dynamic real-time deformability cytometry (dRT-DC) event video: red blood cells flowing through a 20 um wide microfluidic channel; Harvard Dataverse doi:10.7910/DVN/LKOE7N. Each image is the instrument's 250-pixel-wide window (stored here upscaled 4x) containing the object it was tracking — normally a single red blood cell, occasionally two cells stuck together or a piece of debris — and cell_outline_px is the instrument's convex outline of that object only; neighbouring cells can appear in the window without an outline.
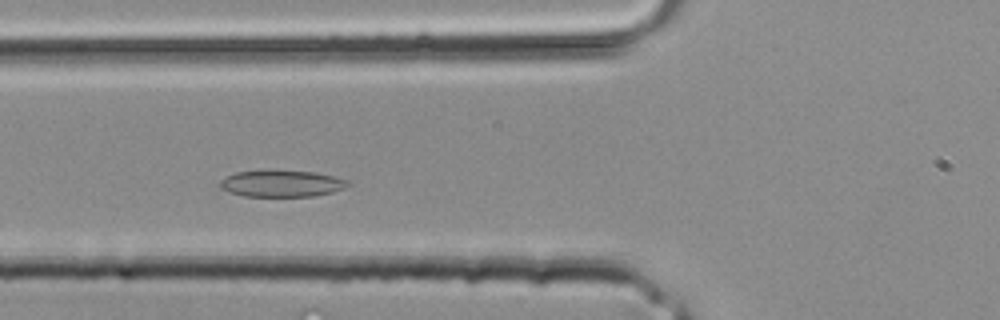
{"species": "common noctule bat (a hibernating species)", "species_latin": "Nyctalus noctula", "temperature_condition": "room temperature", "stored_images_in_passage": 31, "camera_frame_rate_fps": 3000, "um_per_image_px": 0.085, "animal": {"sex": "male", "body_mass_g": 20.4}, "frame": {"image": 1, "passage_image": 8, "time_ms": 2.333, "image_size_px": [1000, 320], "cell_outline_px": [[352, 184], [344, 188], [332, 192], [312, 196], [244, 196], [228, 192], [220, 188], [216, 184], [224, 176], [236, 172], [316, 172], [348, 180]], "centroid_in_image_um": [23.9, 15.63], "position_along_channel_um": 101.9, "area_um2": 19.48}}
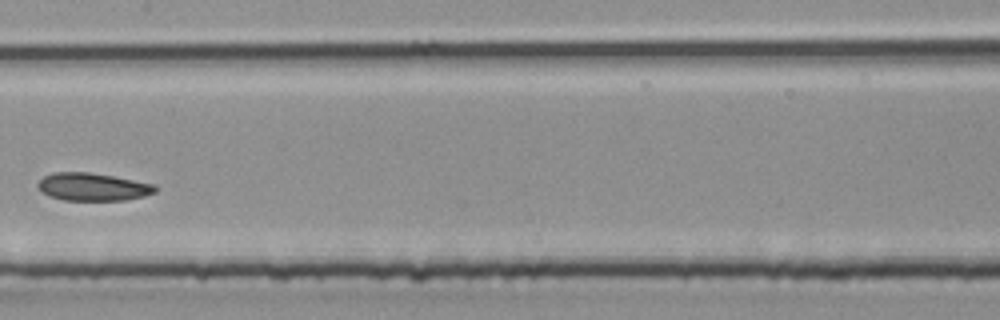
{"frame": {"image": 2, "passage_image": 13, "time_ms": 4.0, "image_size_px": [1000, 320], "cell_outline_px": [[156, 192], [144, 196], [124, 200], [64, 200], [48, 196], [36, 184], [44, 176], [52, 172], [88, 172], [112, 176], [156, 184]], "centroid_in_image_um": [7.89, 15.88], "position_along_channel_um": 199.5, "area_um2": 18.9}}
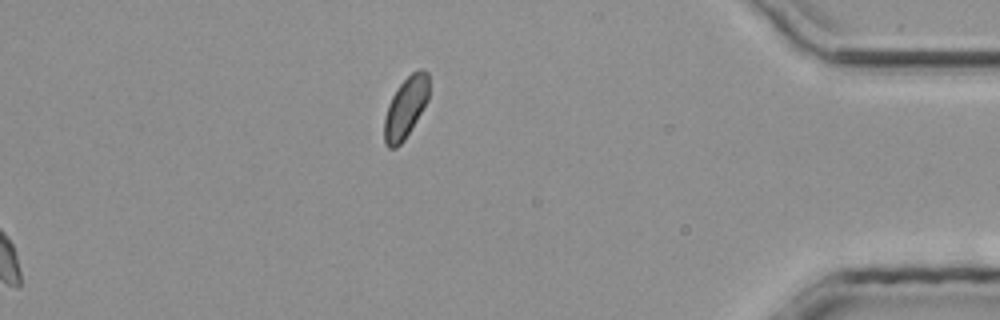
{"frame": {"image": 3, "passage_image": 31, "time_ms": 10.0, "image_size_px": [1000, 320], "cell_outline_px": [[428, 100], [404, 140], [396, 148], [388, 148], [384, 144], [384, 120], [388, 104], [392, 96], [400, 84], [412, 72], [420, 68], [424, 68], [428, 72]], "centroid_in_image_um": [34.47, 9.14], "position_along_channel_um": 400.7, "area_um2": 15.78}}